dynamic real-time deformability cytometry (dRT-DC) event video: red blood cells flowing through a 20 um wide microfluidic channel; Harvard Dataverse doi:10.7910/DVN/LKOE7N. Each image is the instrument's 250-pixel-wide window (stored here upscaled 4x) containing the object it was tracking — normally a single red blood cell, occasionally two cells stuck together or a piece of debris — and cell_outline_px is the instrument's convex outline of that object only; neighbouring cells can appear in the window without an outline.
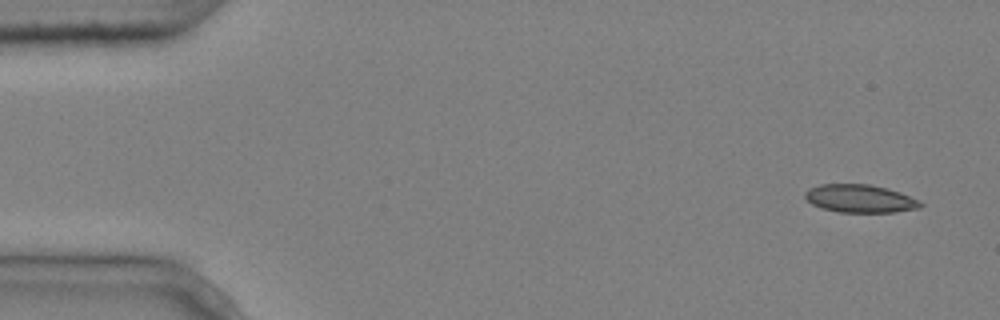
{"species": "common noctule bat (a hibernating species)", "species_latin": "Nyctalus noctula", "temperature_condition": "cold", "stored_images_in_passage": 4, "camera_frame_rate_fps": 3000, "um_per_image_px": 0.085, "animal": {"sex": "male", "body_mass_g": 20.4}, "frame": {"image": 1, "passage_image": 1, "time_ms": 0.0, "image_size_px": [1000, 320], "cell_outline_px": [[924, 204], [920, 208], [892, 212], [840, 212], [820, 208], [812, 204], [804, 196], [804, 192], [808, 188], [820, 184], [868, 184], [900, 192], [920, 200]], "centroid_in_image_um": [73.09, 16.88], "position_along_channel_um": 11.9, "area_um2": 18.84}}
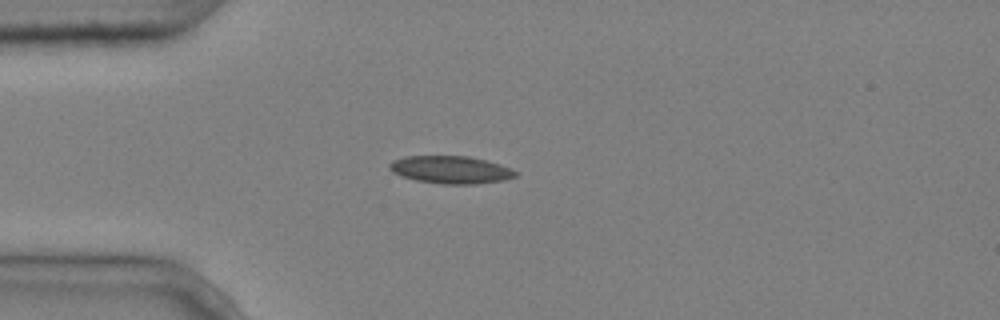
{"frame": {"image": 2, "passage_image": 4, "time_ms": 1.0, "image_size_px": [1000, 320], "cell_outline_px": [[516, 176], [504, 180], [476, 184], [444, 184], [416, 180], [400, 176], [392, 172], [388, 168], [388, 164], [392, 160], [404, 156], [468, 156], [500, 164], [516, 172]], "centroid_in_image_um": [38.25, 14.42], "position_along_channel_um": 46.8, "area_um2": 20.23}}